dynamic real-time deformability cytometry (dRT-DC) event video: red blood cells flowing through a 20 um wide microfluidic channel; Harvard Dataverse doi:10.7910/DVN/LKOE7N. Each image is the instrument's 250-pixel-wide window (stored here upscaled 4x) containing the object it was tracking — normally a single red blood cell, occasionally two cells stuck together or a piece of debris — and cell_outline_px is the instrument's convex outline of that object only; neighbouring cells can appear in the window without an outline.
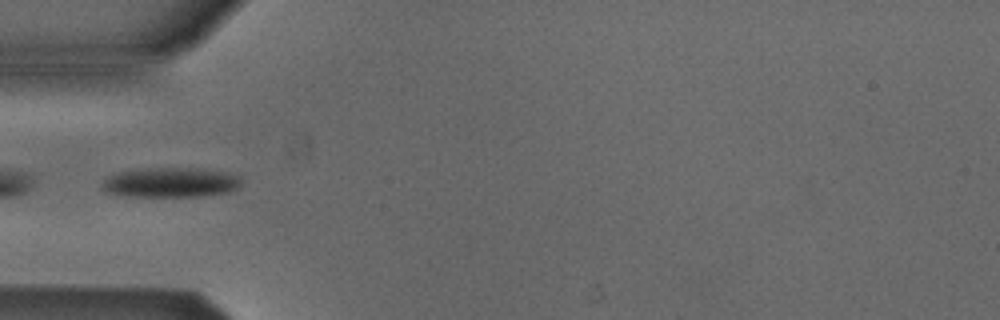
{"species": "Egyptian fruit bat (a non-hibernating species)", "species_latin": "Rousettus aegyptiacus", "temperature_condition": "cold", "stored_images_in_passage": 5, "camera_frame_rate_fps": 3000, "um_per_image_px": 0.085, "animal": {"sex": "male"}, "frame": {"image": 1, "passage_image": 4, "time_ms": 1.0, "image_size_px": [1000, 320], "cell_outline_px": [[240, 188], [228, 192], [200, 196], [124, 196], [104, 192], [100, 184], [108, 176], [120, 172], [148, 168], [196, 168], [224, 172], [240, 176]], "centroid_in_image_um": [14.48, 15.51], "position_along_channel_um": 70.5, "area_um2": 24.16}}